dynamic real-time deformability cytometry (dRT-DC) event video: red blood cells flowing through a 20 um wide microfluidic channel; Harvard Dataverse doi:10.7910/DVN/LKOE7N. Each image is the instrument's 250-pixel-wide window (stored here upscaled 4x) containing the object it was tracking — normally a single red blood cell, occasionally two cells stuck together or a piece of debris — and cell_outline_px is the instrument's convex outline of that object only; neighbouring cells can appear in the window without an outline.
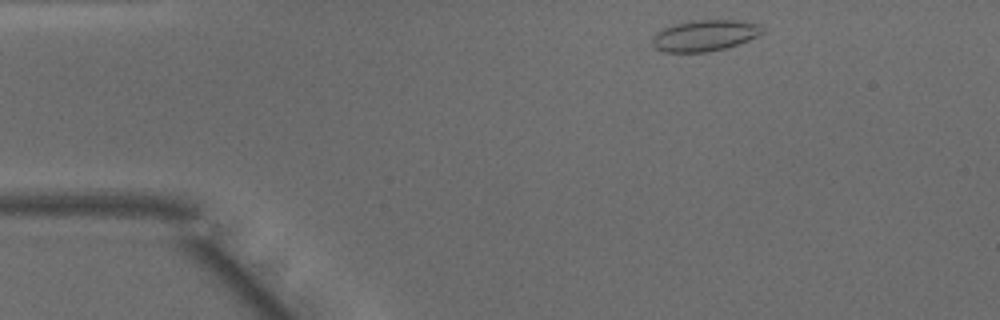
{"species": "common noctule bat (a hibernating species)", "species_latin": "Nyctalus noctula", "temperature_condition": "warm", "stored_images_in_passage": 43, "camera_frame_rate_fps": 3000, "um_per_image_px": 0.085, "animal": {"sex": "male", "body_mass_g": 15.6}, "frame": {"image": 1, "passage_image": 2, "time_ms": 0.333, "image_size_px": [1000, 320], "cell_outline_px": [[764, 32], [760, 36], [724, 48], [708, 52], [664, 52], [656, 48], [652, 44], [652, 36], [656, 32], [672, 24], [700, 20], [736, 20], [756, 24], [764, 28]], "centroid_in_image_um": [59.89, 3.02], "position_along_channel_um": 25.1, "area_um2": 19.88}}
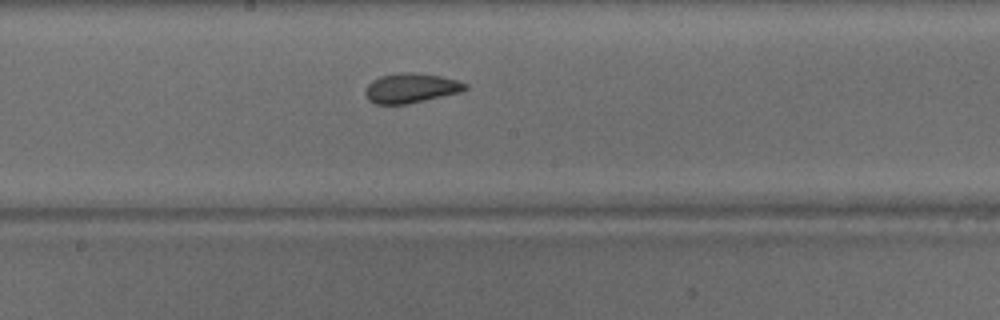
{"frame": {"image": 2, "passage_image": 20, "time_ms": 6.333, "image_size_px": [1000, 320], "cell_outline_px": [[468, 88], [464, 92], [408, 104], [376, 104], [368, 100], [364, 92], [368, 84], [372, 80], [380, 76], [396, 72], [412, 72], [440, 76], [456, 80], [468, 84]], "centroid_in_image_um": [34.94, 7.49], "position_along_channel_um": 213.3, "area_um2": 17.57}}
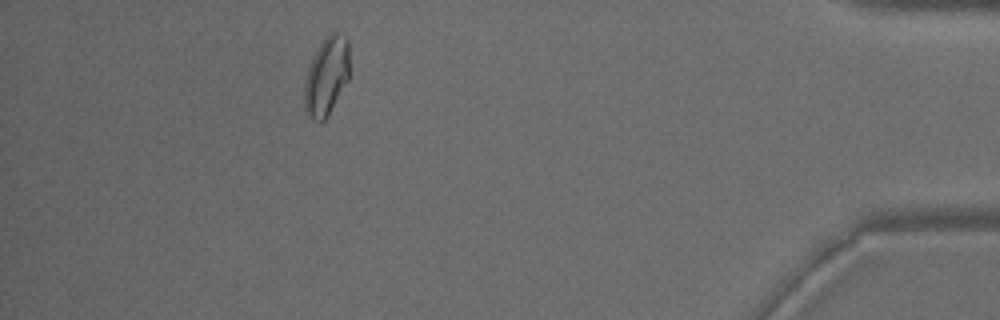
{"frame": {"image": 3, "passage_image": 38, "time_ms": 12.333, "image_size_px": [1000, 320], "cell_outline_px": [[348, 80], [328, 116], [324, 120], [312, 120], [308, 116], [304, 108], [304, 84], [308, 68], [312, 56], [324, 36], [332, 32], [340, 32], [348, 36]], "centroid_in_image_um": [27.74, 6.44], "position_along_channel_um": 407.5, "area_um2": 20.87}, "authors_computed_cell_mechanics": {"area_um2": 18.0336, "velocity_mm_per_s": 4.1445, "shape_relaxation_time_tau1_ms": 4.2978, "shape_relaxation_time_tau2_ms": 0.9601, "deformation_change_tau1": 0.1267, "deformation_change_tau2": 0.071}}